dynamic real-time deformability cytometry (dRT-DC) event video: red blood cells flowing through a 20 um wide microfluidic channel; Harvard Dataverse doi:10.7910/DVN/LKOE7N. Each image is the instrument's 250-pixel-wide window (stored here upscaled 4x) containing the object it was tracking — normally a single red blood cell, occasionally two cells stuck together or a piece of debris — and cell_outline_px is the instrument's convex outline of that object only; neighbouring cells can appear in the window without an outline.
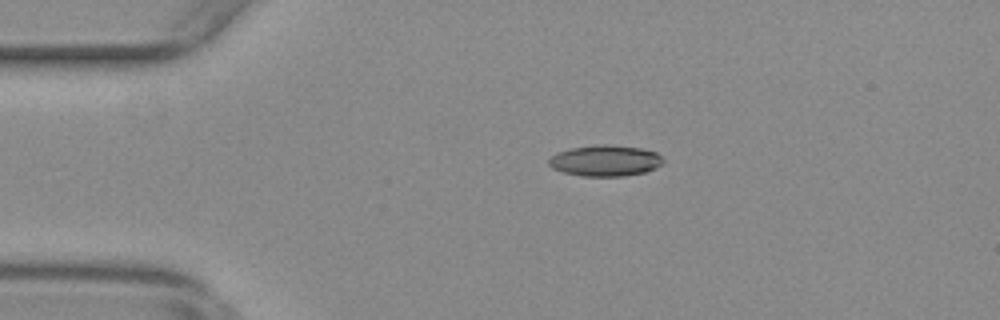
{"species": "common noctule bat (a hibernating species)", "species_latin": "Nyctalus noctula", "temperature_condition": "warm", "stored_images_in_passage": 37, "camera_frame_rate_fps": 3000, "um_per_image_px": 0.085, "animal": {"sex": "female", "body_mass_g": 29.2, "forearm_length_mm": 56.3}, "frame": {"image": 1, "passage_image": 4, "time_ms": 1.0, "image_size_px": [1000, 320], "cell_outline_px": [[664, 160], [656, 168], [644, 172], [624, 176], [580, 176], [564, 172], [552, 168], [548, 164], [548, 160], [552, 156], [560, 152], [572, 148], [596, 144], [604, 144], [640, 148], [656, 152]], "centroid_in_image_um": [51.44, 13.66], "position_along_channel_um": 33.6, "area_um2": 20.52}}
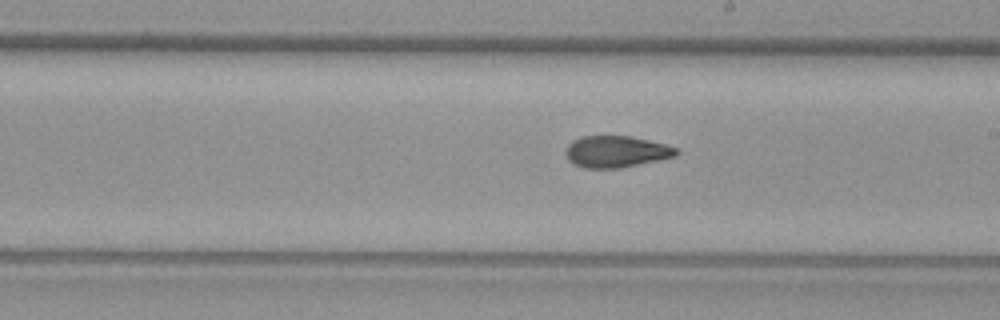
{"frame": {"image": 2, "passage_image": 24, "time_ms": 7.667, "image_size_px": [1000, 320], "cell_outline_px": [[680, 152], [676, 156], [620, 168], [584, 168], [572, 164], [568, 160], [564, 152], [568, 144], [572, 140], [580, 136], [632, 136], [664, 144], [676, 148]], "centroid_in_image_um": [52.32, 12.89], "position_along_channel_um": 236.7, "area_um2": 20.46}}
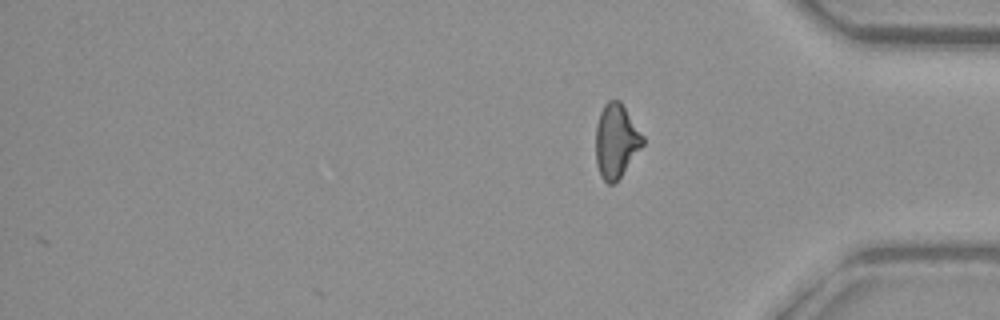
{"frame": {"image": 3, "passage_image": 37, "time_ms": 12.0, "image_size_px": [1000, 320], "cell_outline_px": [[644, 144], [620, 176], [612, 184], [608, 184], [600, 176], [596, 164], [596, 124], [600, 112], [604, 104], [608, 100], [620, 100], [644, 136]], "centroid_in_image_um": [52.36, 11.95], "position_along_channel_um": 382.8, "area_um2": 20.17}, "authors_computed_cell_mechanics": {"area_um2": 20.519, "velocity_mm_per_s": 3.6783, "shape_relaxation_time_tau1_ms": null, "shape_relaxation_time_tau2_ms": 3.2541, "deformation_change_tau1": null, "deformation_change_tau2": 0.1103}}